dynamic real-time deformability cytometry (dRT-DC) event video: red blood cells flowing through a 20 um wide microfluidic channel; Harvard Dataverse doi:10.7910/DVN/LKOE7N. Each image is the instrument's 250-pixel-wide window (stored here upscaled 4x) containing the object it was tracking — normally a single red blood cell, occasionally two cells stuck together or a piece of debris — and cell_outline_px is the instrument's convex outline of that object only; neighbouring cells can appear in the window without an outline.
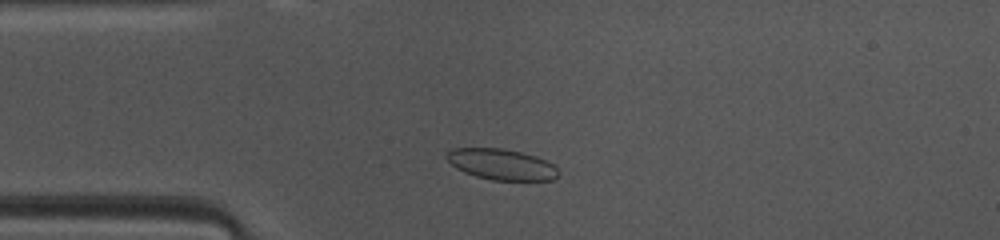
{"species": "common noctule bat (a hibernating species)", "species_latin": "Nyctalus noctula", "temperature_condition": "warm", "stored_images_in_passage": 46, "camera_frame_rate_fps": 3000, "um_per_image_px": 0.085, "animal": {"sex": "female", "body_mass_g": 10.0, "forearm_length_mm": 53.1}, "frame": {"image": 1, "passage_image": 10, "time_ms": 3.0, "image_size_px": [1000, 240], "cell_outline_px": [[560, 172], [552, 180], [492, 180], [476, 176], [464, 172], [456, 168], [444, 156], [452, 148], [504, 148], [536, 156], [552, 164]], "centroid_in_image_um": [42.6, 13.96], "position_along_channel_um": 42.4, "area_um2": 20.0}}
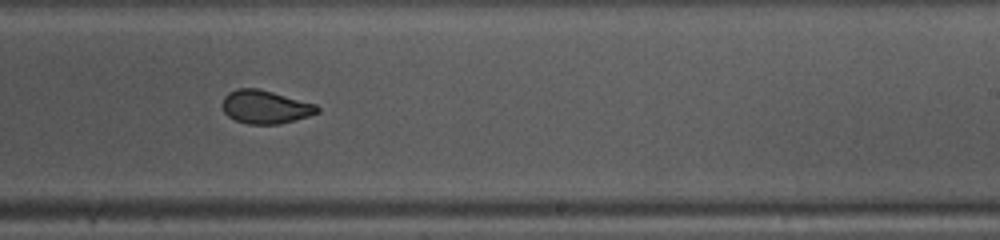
{"frame": {"image": 2, "passage_image": 27, "time_ms": 8.667, "image_size_px": [1000, 240], "cell_outline_px": [[320, 112], [308, 116], [280, 124], [248, 124], [236, 120], [228, 116], [224, 112], [220, 104], [224, 96], [228, 92], [236, 88], [260, 88], [316, 104], [320, 108]], "centroid_in_image_um": [22.53, 9.08], "position_along_channel_um": 266.5, "area_um2": 18.67}}
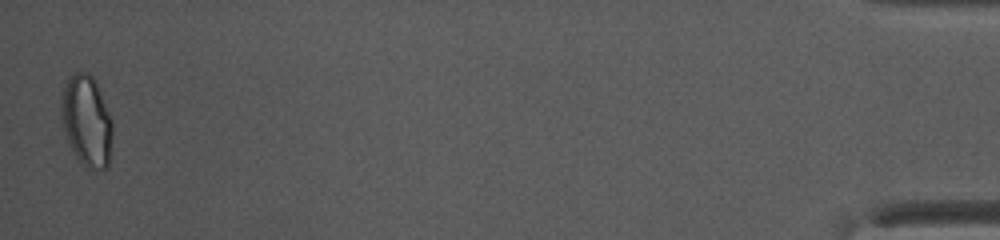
{"frame": {"image": 3, "passage_image": 46, "time_ms": 15.0, "image_size_px": [1000, 240], "cell_outline_px": [[112, 136], [108, 168], [92, 172], [76, 156], [68, 144], [64, 132], [60, 116], [60, 108], [64, 88], [68, 76], [72, 72], [88, 72], [92, 76], [96, 84], [112, 120]], "centroid_in_image_um": [7.35, 10.31], "position_along_channel_um": 427.9, "area_um2": 27.34}, "authors_computed_cell_mechanics": {"area_um2": 19.4497, "velocity_mm_per_s": 4.1394, "shape_relaxation_time_tau1_ms": 4.2342, "shape_relaxation_time_tau2_ms": 0.7417, "deformation_change_tau1": 0.1232, "deformation_change_tau2": 0.0411}}